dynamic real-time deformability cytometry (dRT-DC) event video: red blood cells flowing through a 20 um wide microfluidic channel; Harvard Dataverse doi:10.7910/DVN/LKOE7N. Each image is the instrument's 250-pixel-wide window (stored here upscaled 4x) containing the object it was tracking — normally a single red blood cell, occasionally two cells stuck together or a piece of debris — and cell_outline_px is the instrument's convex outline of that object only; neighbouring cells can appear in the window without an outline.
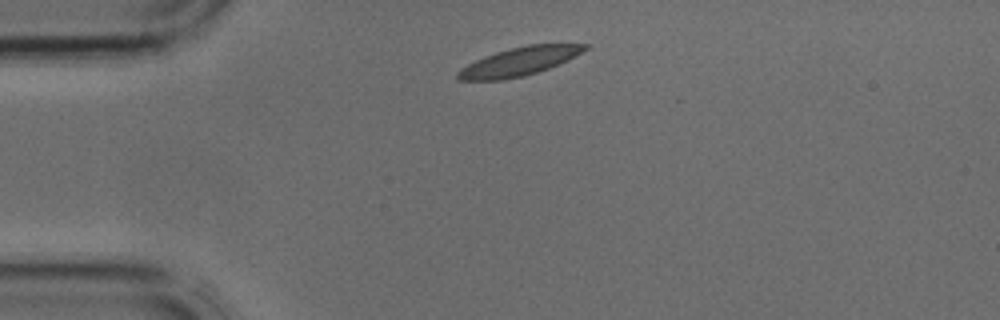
{"species": "common noctule bat (a hibernating species)", "species_latin": "Nyctalus noctula", "temperature_condition": "cold", "stored_images_in_passage": 2, "camera_frame_rate_fps": 3000, "um_per_image_px": 0.085, "animal": {"sex": "male", "body_mass_g": 17.9, "forearm_length_mm": 54.2}, "frame": {"image": 1, "passage_image": 1, "time_ms": 0.0, "image_size_px": [1000, 320], "cell_outline_px": [[592, 44], [588, 48], [568, 60], [548, 68], [524, 76], [500, 80], [456, 80], [456, 72], [460, 68], [484, 56], [496, 52], [528, 44]], "centroid_in_image_um": [44.11, 5.23], "position_along_channel_um": 40.9, "area_um2": 20.92}}
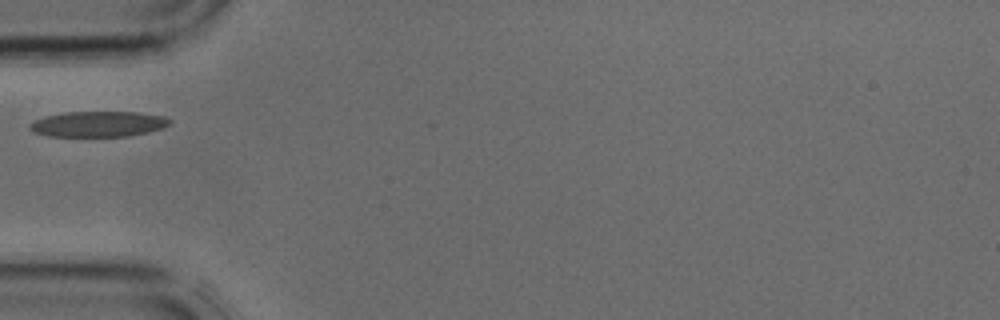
{"frame": {"image": 2, "passage_image": 2, "time_ms": 0.333, "image_size_px": [1000, 320], "cell_outline_px": [[172, 124], [164, 128], [148, 132], [128, 136], [48, 136], [32, 132], [28, 128], [28, 124], [44, 116], [64, 112], [140, 112], [164, 116], [172, 120]], "centroid_in_image_um": [8.37, 10.54], "position_along_channel_um": 76.6, "area_um2": 21.1}}